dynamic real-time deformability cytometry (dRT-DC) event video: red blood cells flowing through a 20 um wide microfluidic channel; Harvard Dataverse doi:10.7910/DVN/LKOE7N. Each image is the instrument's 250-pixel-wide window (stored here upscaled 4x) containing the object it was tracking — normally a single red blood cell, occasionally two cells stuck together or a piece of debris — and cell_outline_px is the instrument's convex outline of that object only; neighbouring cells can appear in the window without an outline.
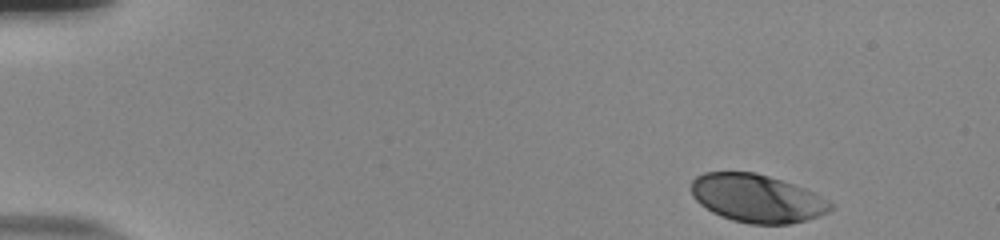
{"species": "human", "species_latin": "Homo sapiens", "temperature_condition": "room temperature", "stored_images_in_passage": 49, "camera_frame_rate_fps": 3000, "um_per_image_px": 0.085, "donor": {"sex": "male"}, "frame": {"image": 1, "passage_image": 1, "time_ms": 0.0, "image_size_px": [1000, 240], "cell_outline_px": [[836, 204], [828, 212], [820, 216], [808, 220], [788, 224], [752, 224], [732, 220], [720, 216], [712, 212], [700, 204], [692, 196], [692, 180], [696, 176], [704, 172], [756, 172], [804, 188]], "centroid_in_image_um": [64.35, 16.87], "position_along_channel_um": 20.7, "area_um2": 39.02}}
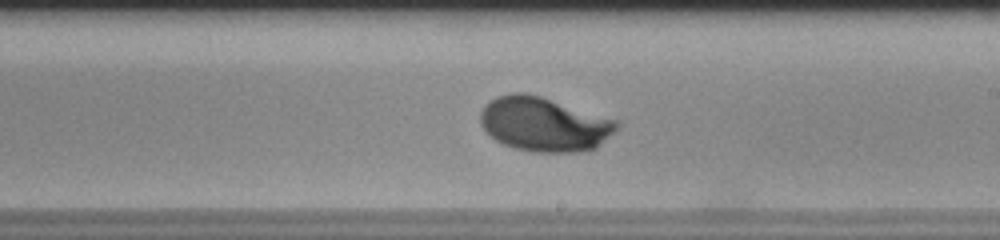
{"frame": {"image": 2, "passage_image": 28, "time_ms": 9.0, "image_size_px": [1000, 240], "cell_outline_px": [[620, 128], [596, 148], [580, 152], [536, 152], [512, 148], [496, 140], [480, 124], [480, 112], [496, 96], [512, 92], [524, 92], [540, 96], [620, 120]], "centroid_in_image_um": [46.31, 10.56], "position_along_channel_um": 242.7, "area_um2": 43.35}}
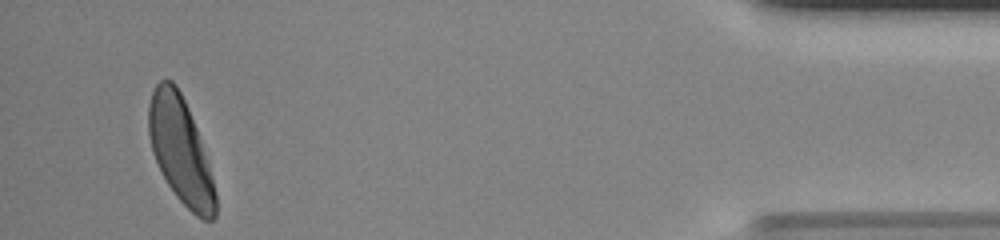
{"frame": {"image": 3, "passage_image": 47, "time_ms": 15.333, "image_size_px": [1000, 240], "cell_outline_px": [[216, 216], [212, 220], [204, 220], [196, 216], [176, 196], [168, 184], [152, 152], [148, 132], [148, 104], [152, 92], [156, 84], [160, 80], [172, 80], [176, 84], [188, 108], [196, 128], [212, 176], [216, 192]], "centroid_in_image_um": [15.33, 12.78], "position_along_channel_um": 419.9, "area_um2": 40.81}, "authors_computed_cell_mechanics": {"area_um2": 40.8646, "velocity_mm_per_s": 3.7975, "shape_relaxation_time_tau1_ms": 2.9616, "shape_relaxation_time_tau2_ms": null, "deformation_change_tau1": 0.1808, "deformation_change_tau2": null}}